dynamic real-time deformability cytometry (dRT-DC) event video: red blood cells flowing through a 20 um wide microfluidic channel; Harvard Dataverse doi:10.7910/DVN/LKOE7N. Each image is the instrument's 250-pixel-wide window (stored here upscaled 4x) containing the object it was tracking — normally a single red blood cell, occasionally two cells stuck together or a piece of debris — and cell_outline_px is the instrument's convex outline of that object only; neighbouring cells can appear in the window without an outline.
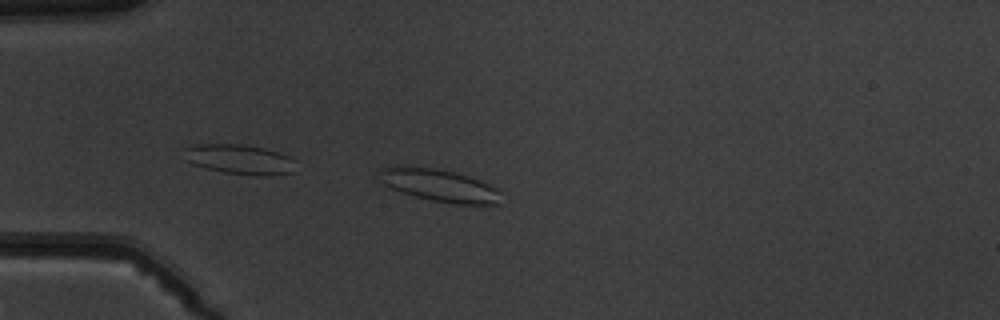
{"species": "common noctule bat (a hibernating species)", "species_latin": "Nyctalus noctula", "temperature_condition": "warm", "stored_images_in_passage": 8, "camera_frame_rate_fps": 3000, "um_per_image_px": 0.085, "animal": {"sex": "male", "body_mass_g": 19.5, "forearm_length_mm": 54.6}, "frame": {"image": 1, "passage_image": 6, "time_ms": 5.667, "image_size_px": [1000, 320], "cell_outline_px": [[500, 204], [452, 204], [432, 200], [416, 196], [388, 188], [376, 180], [372, 176], [380, 168], [392, 164], [396, 164], [432, 168], [452, 172], [468, 176], [480, 180], [496, 188], [500, 192]], "centroid_in_image_um": [37.17, 15.72], "position_along_channel_um": 47.8, "area_um2": 23.64}}
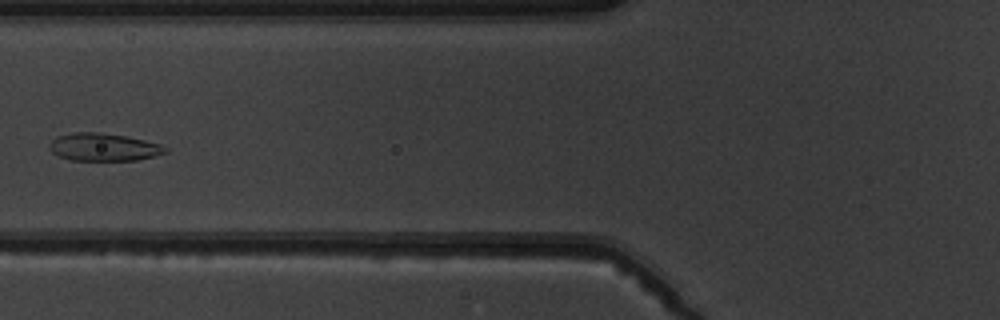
{"frame": {"image": 2, "passage_image": 8, "time_ms": 8.0, "image_size_px": [1000, 320], "cell_outline_px": [[168, 152], [156, 156], [136, 160], [72, 160], [60, 156], [52, 152], [48, 148], [48, 144], [56, 136], [72, 132], [100, 132], [128, 136], [160, 144], [168, 148]], "centroid_in_image_um": [8.81, 12.49], "position_along_channel_um": 117.0, "area_um2": 18.9}}